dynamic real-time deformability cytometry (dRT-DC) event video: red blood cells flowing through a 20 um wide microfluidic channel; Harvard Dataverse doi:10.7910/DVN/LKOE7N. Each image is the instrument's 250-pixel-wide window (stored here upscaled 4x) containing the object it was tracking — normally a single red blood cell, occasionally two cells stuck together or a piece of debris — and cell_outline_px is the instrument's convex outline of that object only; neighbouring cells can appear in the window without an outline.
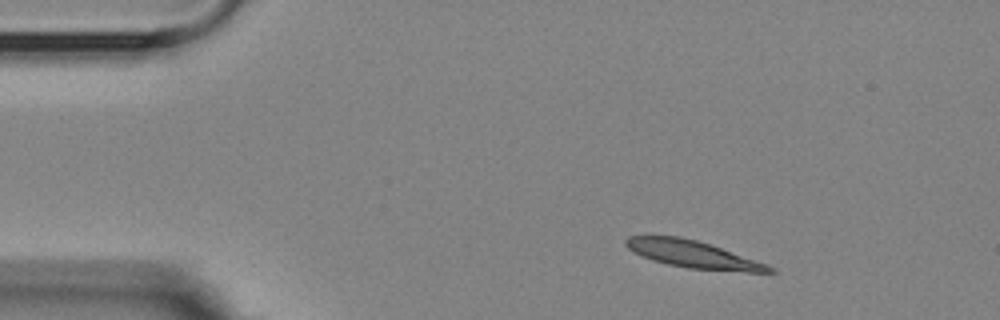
{"species": "Egyptian fruit bat (a non-hibernating species)", "species_latin": "Rousettus aegyptiacus", "temperature_condition": "room temperature", "stored_images_in_passage": 3, "camera_frame_rate_fps": 3000, "um_per_image_px": 0.085, "animal": {"sex": "female"}, "frame": {"image": 1, "passage_image": 1, "time_ms": 0.0, "image_size_px": [1000, 320], "cell_outline_px": [[776, 272], [748, 272], [688, 268], [668, 264], [652, 260], [640, 256], [628, 248], [624, 244], [624, 240], [628, 236], [680, 236], [696, 240], [768, 264], [776, 268]], "centroid_in_image_um": [58.89, 21.62], "position_along_channel_um": 26.1, "area_um2": 22.6}}